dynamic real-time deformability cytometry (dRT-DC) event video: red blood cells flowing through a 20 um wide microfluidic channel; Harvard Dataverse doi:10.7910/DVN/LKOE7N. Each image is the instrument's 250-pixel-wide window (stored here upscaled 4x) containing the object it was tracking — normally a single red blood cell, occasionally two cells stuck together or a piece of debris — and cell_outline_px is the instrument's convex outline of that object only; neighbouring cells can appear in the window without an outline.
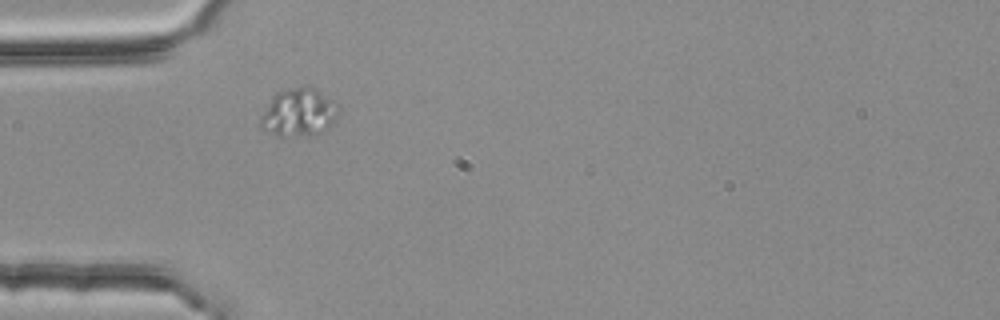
{"species": "common noctule bat (a hibernating species)", "species_latin": "Nyctalus noctula", "temperature_condition": "room temperature", "stored_images_in_passage": 2, "camera_frame_rate_fps": 3000, "um_per_image_px": 0.085, "animal": {"sex": "female", "body_mass_g": 25.1}, "frame": {"image": 1, "passage_image": 1, "time_ms": 0.0, "image_size_px": [1000, 320], "cell_outline_px": [[340, 108], [332, 124], [328, 128], [316, 136], [280, 136], [260, 128], [260, 116], [272, 96], [276, 92], [308, 84], [316, 88], [340, 104]], "centroid_in_image_um": [25.43, 9.55], "position_along_channel_um": 59.6, "area_um2": 22.37}}